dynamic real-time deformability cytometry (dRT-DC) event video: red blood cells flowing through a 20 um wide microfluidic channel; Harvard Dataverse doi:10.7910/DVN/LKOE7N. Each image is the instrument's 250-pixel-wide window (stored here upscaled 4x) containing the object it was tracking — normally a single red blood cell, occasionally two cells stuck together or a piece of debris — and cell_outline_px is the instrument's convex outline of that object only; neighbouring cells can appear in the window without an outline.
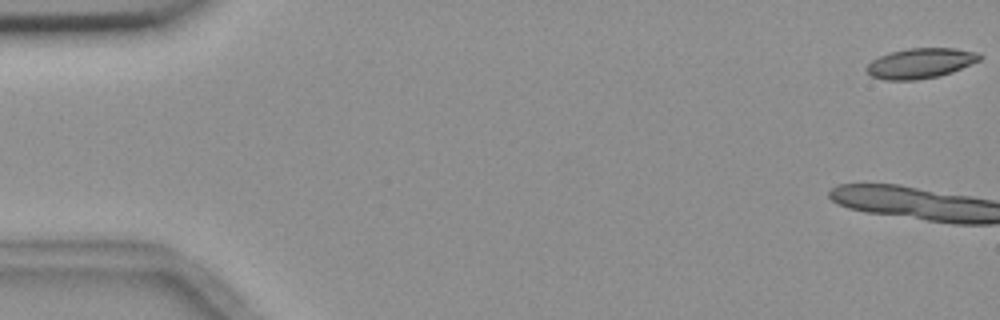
{"species": "common noctule bat (a hibernating species)", "species_latin": "Nyctalus noctula", "temperature_condition": "room temperature", "stored_images_in_passage": 5, "camera_frame_rate_fps": 3000, "um_per_image_px": 0.085, "animal": {"sex": "female", "body_mass_g": 18.4}, "frame": {"image": 1, "passage_image": 1, "time_ms": 0.0, "image_size_px": [1000, 320], "cell_outline_px": [[984, 56], [980, 60], [952, 72], [940, 76], [916, 80], [884, 80], [872, 76], [864, 68], [872, 60], [880, 56], [892, 52], [908, 48], [956, 48], [980, 52]], "centroid_in_image_um": [78.28, 5.37], "position_along_channel_um": 6.7, "area_um2": 20.0}}